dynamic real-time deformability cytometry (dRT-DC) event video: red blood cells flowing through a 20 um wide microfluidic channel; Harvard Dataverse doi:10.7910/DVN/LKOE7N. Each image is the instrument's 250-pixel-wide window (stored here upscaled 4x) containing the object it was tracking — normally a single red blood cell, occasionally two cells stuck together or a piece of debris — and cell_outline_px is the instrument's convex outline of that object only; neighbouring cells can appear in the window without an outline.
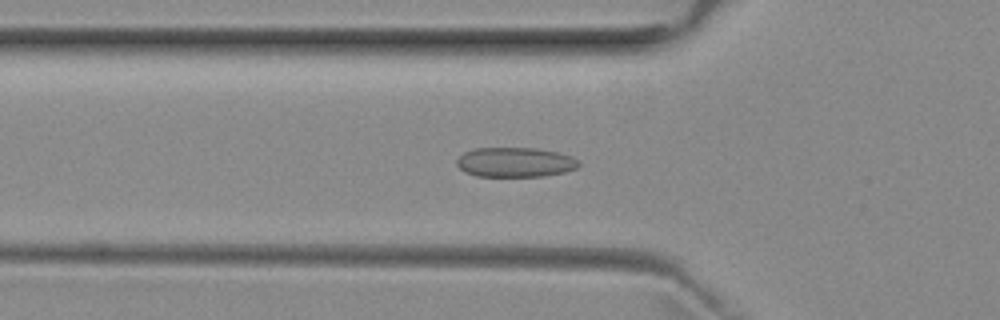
{"species": "common noctule bat (a hibernating species)", "species_latin": "Nyctalus noctula", "temperature_condition": "room temperature", "stored_images_in_passage": 51, "camera_frame_rate_fps": 3000, "um_per_image_px": 0.085, "animal": {"sex": "female", "body_mass_g": 29.2, "forearm_length_mm": 56.3}, "frame": {"image": 1, "passage_image": 17, "time_ms": 5.333, "image_size_px": [1000, 320], "cell_outline_px": [[580, 164], [576, 168], [564, 172], [544, 176], [476, 176], [464, 172], [456, 164], [456, 160], [464, 152], [476, 148], [536, 148], [556, 152], [572, 156], [580, 160]], "centroid_in_image_um": [43.79, 13.79], "position_along_channel_um": 82.0, "area_um2": 21.15}}
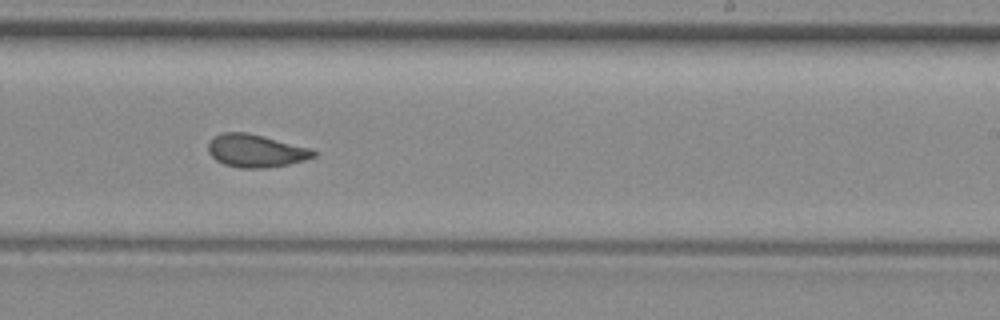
{"frame": {"image": 2, "passage_image": 31, "time_ms": 10.0, "image_size_px": [1000, 320], "cell_outline_px": [[316, 156], [304, 160], [288, 164], [264, 168], [240, 168], [224, 164], [216, 160], [208, 152], [208, 144], [216, 136], [224, 132], [248, 132], [312, 148], [316, 152]], "centroid_in_image_um": [21.76, 12.81], "position_along_channel_um": 267.2, "area_um2": 20.11}}
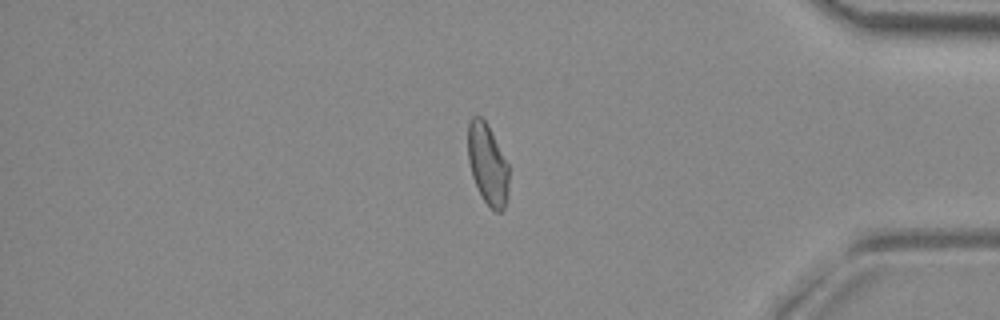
{"frame": {"image": 3, "passage_image": 43, "time_ms": 14.0, "image_size_px": [1000, 320], "cell_outline_px": [[508, 196], [504, 208], [500, 212], [496, 212], [484, 200], [472, 176], [468, 160], [468, 124], [472, 116], [480, 116], [488, 124], [508, 164]], "centroid_in_image_um": [41.45, 13.94], "position_along_channel_um": 393.8, "area_um2": 19.13}, "authors_computed_cell_mechanics": {"area_um2": 20.6346, "velocity_mm_per_s": 3.9687, "shape_relaxation_time_tau1_ms": null, "shape_relaxation_time_tau2_ms": 1.4059, "deformation_change_tau1": null, "deformation_change_tau2": 0.0593}}